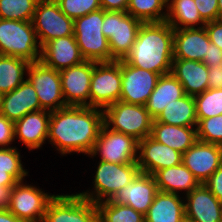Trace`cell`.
<instances>
[{"instance_id":"cell-1","label":"cell","mask_w":222,"mask_h":222,"mask_svg":"<svg viewBox=\"0 0 222 222\" xmlns=\"http://www.w3.org/2000/svg\"><path fill=\"white\" fill-rule=\"evenodd\" d=\"M104 124L102 109L67 106L51 112L47 139L61 154L90 155Z\"/></svg>"},{"instance_id":"cell-2","label":"cell","mask_w":222,"mask_h":222,"mask_svg":"<svg viewBox=\"0 0 222 222\" xmlns=\"http://www.w3.org/2000/svg\"><path fill=\"white\" fill-rule=\"evenodd\" d=\"M174 28L164 22L142 23L136 41L123 59L133 67L160 75L171 73Z\"/></svg>"},{"instance_id":"cell-3","label":"cell","mask_w":222,"mask_h":222,"mask_svg":"<svg viewBox=\"0 0 222 222\" xmlns=\"http://www.w3.org/2000/svg\"><path fill=\"white\" fill-rule=\"evenodd\" d=\"M37 39L32 21L0 19V55L30 63L40 61L41 45Z\"/></svg>"},{"instance_id":"cell-4","label":"cell","mask_w":222,"mask_h":222,"mask_svg":"<svg viewBox=\"0 0 222 222\" xmlns=\"http://www.w3.org/2000/svg\"><path fill=\"white\" fill-rule=\"evenodd\" d=\"M104 9L74 19V36L85 60L111 62L109 41L102 32Z\"/></svg>"},{"instance_id":"cell-5","label":"cell","mask_w":222,"mask_h":222,"mask_svg":"<svg viewBox=\"0 0 222 222\" xmlns=\"http://www.w3.org/2000/svg\"><path fill=\"white\" fill-rule=\"evenodd\" d=\"M104 124L111 130L133 136L140 141L150 136L153 118L144 105L128 104L122 101L103 110Z\"/></svg>"},{"instance_id":"cell-6","label":"cell","mask_w":222,"mask_h":222,"mask_svg":"<svg viewBox=\"0 0 222 222\" xmlns=\"http://www.w3.org/2000/svg\"><path fill=\"white\" fill-rule=\"evenodd\" d=\"M140 172L137 163L118 164L100 161L94 176L95 194L87 191L78 194L95 204L110 200L119 190L131 183Z\"/></svg>"},{"instance_id":"cell-7","label":"cell","mask_w":222,"mask_h":222,"mask_svg":"<svg viewBox=\"0 0 222 222\" xmlns=\"http://www.w3.org/2000/svg\"><path fill=\"white\" fill-rule=\"evenodd\" d=\"M142 21L123 11H105L102 32L109 41L111 62L124 59L136 41Z\"/></svg>"},{"instance_id":"cell-8","label":"cell","mask_w":222,"mask_h":222,"mask_svg":"<svg viewBox=\"0 0 222 222\" xmlns=\"http://www.w3.org/2000/svg\"><path fill=\"white\" fill-rule=\"evenodd\" d=\"M121 89V60L94 62L90 83V107L104 110L120 101Z\"/></svg>"},{"instance_id":"cell-9","label":"cell","mask_w":222,"mask_h":222,"mask_svg":"<svg viewBox=\"0 0 222 222\" xmlns=\"http://www.w3.org/2000/svg\"><path fill=\"white\" fill-rule=\"evenodd\" d=\"M26 71L28 73L27 79L35 88L42 110L53 112L67 107L58 70L37 61L30 63Z\"/></svg>"},{"instance_id":"cell-10","label":"cell","mask_w":222,"mask_h":222,"mask_svg":"<svg viewBox=\"0 0 222 222\" xmlns=\"http://www.w3.org/2000/svg\"><path fill=\"white\" fill-rule=\"evenodd\" d=\"M32 23L41 47L52 39L74 35V20L60 10L55 0H39Z\"/></svg>"},{"instance_id":"cell-11","label":"cell","mask_w":222,"mask_h":222,"mask_svg":"<svg viewBox=\"0 0 222 222\" xmlns=\"http://www.w3.org/2000/svg\"><path fill=\"white\" fill-rule=\"evenodd\" d=\"M98 153L101 154L100 161L118 164L137 163L138 140L133 136L111 130L103 124L90 155L96 156Z\"/></svg>"},{"instance_id":"cell-12","label":"cell","mask_w":222,"mask_h":222,"mask_svg":"<svg viewBox=\"0 0 222 222\" xmlns=\"http://www.w3.org/2000/svg\"><path fill=\"white\" fill-rule=\"evenodd\" d=\"M43 222H98L97 205L78 193L55 195L48 204Z\"/></svg>"},{"instance_id":"cell-13","label":"cell","mask_w":222,"mask_h":222,"mask_svg":"<svg viewBox=\"0 0 222 222\" xmlns=\"http://www.w3.org/2000/svg\"><path fill=\"white\" fill-rule=\"evenodd\" d=\"M54 197L21 181L12 188L8 210L25 222H43L48 204Z\"/></svg>"},{"instance_id":"cell-14","label":"cell","mask_w":222,"mask_h":222,"mask_svg":"<svg viewBox=\"0 0 222 222\" xmlns=\"http://www.w3.org/2000/svg\"><path fill=\"white\" fill-rule=\"evenodd\" d=\"M121 73L120 101L145 106L161 75L146 69L133 67L123 59H121Z\"/></svg>"},{"instance_id":"cell-15","label":"cell","mask_w":222,"mask_h":222,"mask_svg":"<svg viewBox=\"0 0 222 222\" xmlns=\"http://www.w3.org/2000/svg\"><path fill=\"white\" fill-rule=\"evenodd\" d=\"M93 69L94 61L85 60L81 64L59 71L64 101L67 106L90 107V83Z\"/></svg>"},{"instance_id":"cell-16","label":"cell","mask_w":222,"mask_h":222,"mask_svg":"<svg viewBox=\"0 0 222 222\" xmlns=\"http://www.w3.org/2000/svg\"><path fill=\"white\" fill-rule=\"evenodd\" d=\"M182 163L204 184L222 165V146L197 140L183 153Z\"/></svg>"},{"instance_id":"cell-17","label":"cell","mask_w":222,"mask_h":222,"mask_svg":"<svg viewBox=\"0 0 222 222\" xmlns=\"http://www.w3.org/2000/svg\"><path fill=\"white\" fill-rule=\"evenodd\" d=\"M140 150V151H139ZM137 164L142 173L154 175L158 170L182 163L183 154L150 136L138 141Z\"/></svg>"},{"instance_id":"cell-18","label":"cell","mask_w":222,"mask_h":222,"mask_svg":"<svg viewBox=\"0 0 222 222\" xmlns=\"http://www.w3.org/2000/svg\"><path fill=\"white\" fill-rule=\"evenodd\" d=\"M157 192L154 176L140 172L131 183L112 196L110 201L132 207L145 216Z\"/></svg>"},{"instance_id":"cell-19","label":"cell","mask_w":222,"mask_h":222,"mask_svg":"<svg viewBox=\"0 0 222 222\" xmlns=\"http://www.w3.org/2000/svg\"><path fill=\"white\" fill-rule=\"evenodd\" d=\"M40 61L54 70L76 66L85 61L74 35L52 39L41 47Z\"/></svg>"},{"instance_id":"cell-20","label":"cell","mask_w":222,"mask_h":222,"mask_svg":"<svg viewBox=\"0 0 222 222\" xmlns=\"http://www.w3.org/2000/svg\"><path fill=\"white\" fill-rule=\"evenodd\" d=\"M42 110L35 88L26 79L16 89L0 96V114L16 122L28 113Z\"/></svg>"},{"instance_id":"cell-21","label":"cell","mask_w":222,"mask_h":222,"mask_svg":"<svg viewBox=\"0 0 222 222\" xmlns=\"http://www.w3.org/2000/svg\"><path fill=\"white\" fill-rule=\"evenodd\" d=\"M185 220L189 222H222L220 201L205 186L200 184L186 195Z\"/></svg>"},{"instance_id":"cell-22","label":"cell","mask_w":222,"mask_h":222,"mask_svg":"<svg viewBox=\"0 0 222 222\" xmlns=\"http://www.w3.org/2000/svg\"><path fill=\"white\" fill-rule=\"evenodd\" d=\"M205 27L174 29V59L202 61L210 44Z\"/></svg>"},{"instance_id":"cell-23","label":"cell","mask_w":222,"mask_h":222,"mask_svg":"<svg viewBox=\"0 0 222 222\" xmlns=\"http://www.w3.org/2000/svg\"><path fill=\"white\" fill-rule=\"evenodd\" d=\"M171 73L182 84L186 95L195 96L209 88L208 67L202 61L173 59Z\"/></svg>"},{"instance_id":"cell-24","label":"cell","mask_w":222,"mask_h":222,"mask_svg":"<svg viewBox=\"0 0 222 222\" xmlns=\"http://www.w3.org/2000/svg\"><path fill=\"white\" fill-rule=\"evenodd\" d=\"M51 112L39 110L23 116L14 123L15 137L30 150L38 149L48 137Z\"/></svg>"},{"instance_id":"cell-25","label":"cell","mask_w":222,"mask_h":222,"mask_svg":"<svg viewBox=\"0 0 222 222\" xmlns=\"http://www.w3.org/2000/svg\"><path fill=\"white\" fill-rule=\"evenodd\" d=\"M150 137L182 154L198 140L195 127L170 125L155 119L152 122Z\"/></svg>"},{"instance_id":"cell-26","label":"cell","mask_w":222,"mask_h":222,"mask_svg":"<svg viewBox=\"0 0 222 222\" xmlns=\"http://www.w3.org/2000/svg\"><path fill=\"white\" fill-rule=\"evenodd\" d=\"M184 203L178 194L158 191L144 216L145 222H185Z\"/></svg>"},{"instance_id":"cell-27","label":"cell","mask_w":222,"mask_h":222,"mask_svg":"<svg viewBox=\"0 0 222 222\" xmlns=\"http://www.w3.org/2000/svg\"><path fill=\"white\" fill-rule=\"evenodd\" d=\"M185 95L182 84L172 75V73L161 75L156 87L148 98L145 105L153 119L164 110L167 104L172 103Z\"/></svg>"},{"instance_id":"cell-28","label":"cell","mask_w":222,"mask_h":222,"mask_svg":"<svg viewBox=\"0 0 222 222\" xmlns=\"http://www.w3.org/2000/svg\"><path fill=\"white\" fill-rule=\"evenodd\" d=\"M158 191L178 194L185 190L186 195L197 188L200 183L183 163L158 170L154 175Z\"/></svg>"},{"instance_id":"cell-29","label":"cell","mask_w":222,"mask_h":222,"mask_svg":"<svg viewBox=\"0 0 222 222\" xmlns=\"http://www.w3.org/2000/svg\"><path fill=\"white\" fill-rule=\"evenodd\" d=\"M155 120L176 126H197L194 96L185 94L183 97L167 104Z\"/></svg>"},{"instance_id":"cell-30","label":"cell","mask_w":222,"mask_h":222,"mask_svg":"<svg viewBox=\"0 0 222 222\" xmlns=\"http://www.w3.org/2000/svg\"><path fill=\"white\" fill-rule=\"evenodd\" d=\"M168 0V4H169ZM166 22L174 29L195 28V24L205 26L206 22L202 19L194 0H171L167 5ZM183 26V27H180Z\"/></svg>"},{"instance_id":"cell-31","label":"cell","mask_w":222,"mask_h":222,"mask_svg":"<svg viewBox=\"0 0 222 222\" xmlns=\"http://www.w3.org/2000/svg\"><path fill=\"white\" fill-rule=\"evenodd\" d=\"M29 64L18 57L0 55V96L16 89L24 81Z\"/></svg>"},{"instance_id":"cell-32","label":"cell","mask_w":222,"mask_h":222,"mask_svg":"<svg viewBox=\"0 0 222 222\" xmlns=\"http://www.w3.org/2000/svg\"><path fill=\"white\" fill-rule=\"evenodd\" d=\"M167 5L168 0H129L126 12L143 23L164 22L167 13L162 11Z\"/></svg>"},{"instance_id":"cell-33","label":"cell","mask_w":222,"mask_h":222,"mask_svg":"<svg viewBox=\"0 0 222 222\" xmlns=\"http://www.w3.org/2000/svg\"><path fill=\"white\" fill-rule=\"evenodd\" d=\"M98 222H145L144 215L132 207L105 200L96 204Z\"/></svg>"},{"instance_id":"cell-34","label":"cell","mask_w":222,"mask_h":222,"mask_svg":"<svg viewBox=\"0 0 222 222\" xmlns=\"http://www.w3.org/2000/svg\"><path fill=\"white\" fill-rule=\"evenodd\" d=\"M197 120L222 114V87L208 88L194 96Z\"/></svg>"},{"instance_id":"cell-35","label":"cell","mask_w":222,"mask_h":222,"mask_svg":"<svg viewBox=\"0 0 222 222\" xmlns=\"http://www.w3.org/2000/svg\"><path fill=\"white\" fill-rule=\"evenodd\" d=\"M39 0H0V19L32 21Z\"/></svg>"},{"instance_id":"cell-36","label":"cell","mask_w":222,"mask_h":222,"mask_svg":"<svg viewBox=\"0 0 222 222\" xmlns=\"http://www.w3.org/2000/svg\"><path fill=\"white\" fill-rule=\"evenodd\" d=\"M196 132L198 140L222 146V114L199 120Z\"/></svg>"},{"instance_id":"cell-37","label":"cell","mask_w":222,"mask_h":222,"mask_svg":"<svg viewBox=\"0 0 222 222\" xmlns=\"http://www.w3.org/2000/svg\"><path fill=\"white\" fill-rule=\"evenodd\" d=\"M0 170H8L17 182L23 181L28 172L23 168L20 153L14 147H0Z\"/></svg>"},{"instance_id":"cell-38","label":"cell","mask_w":222,"mask_h":222,"mask_svg":"<svg viewBox=\"0 0 222 222\" xmlns=\"http://www.w3.org/2000/svg\"><path fill=\"white\" fill-rule=\"evenodd\" d=\"M60 10L69 18L76 19L101 9L100 0H55Z\"/></svg>"},{"instance_id":"cell-39","label":"cell","mask_w":222,"mask_h":222,"mask_svg":"<svg viewBox=\"0 0 222 222\" xmlns=\"http://www.w3.org/2000/svg\"><path fill=\"white\" fill-rule=\"evenodd\" d=\"M205 22L218 20V0H194Z\"/></svg>"},{"instance_id":"cell-40","label":"cell","mask_w":222,"mask_h":222,"mask_svg":"<svg viewBox=\"0 0 222 222\" xmlns=\"http://www.w3.org/2000/svg\"><path fill=\"white\" fill-rule=\"evenodd\" d=\"M15 139L14 122L10 121L7 117L0 114V146L1 148H8Z\"/></svg>"},{"instance_id":"cell-41","label":"cell","mask_w":222,"mask_h":222,"mask_svg":"<svg viewBox=\"0 0 222 222\" xmlns=\"http://www.w3.org/2000/svg\"><path fill=\"white\" fill-rule=\"evenodd\" d=\"M204 27L210 42L222 50V20L206 22Z\"/></svg>"},{"instance_id":"cell-42","label":"cell","mask_w":222,"mask_h":222,"mask_svg":"<svg viewBox=\"0 0 222 222\" xmlns=\"http://www.w3.org/2000/svg\"><path fill=\"white\" fill-rule=\"evenodd\" d=\"M204 184L219 201H222V165Z\"/></svg>"},{"instance_id":"cell-43","label":"cell","mask_w":222,"mask_h":222,"mask_svg":"<svg viewBox=\"0 0 222 222\" xmlns=\"http://www.w3.org/2000/svg\"><path fill=\"white\" fill-rule=\"evenodd\" d=\"M202 62H204L208 68L222 67V50L215 44L210 43L207 54L204 56Z\"/></svg>"},{"instance_id":"cell-44","label":"cell","mask_w":222,"mask_h":222,"mask_svg":"<svg viewBox=\"0 0 222 222\" xmlns=\"http://www.w3.org/2000/svg\"><path fill=\"white\" fill-rule=\"evenodd\" d=\"M129 0H100L101 9L105 11H127Z\"/></svg>"},{"instance_id":"cell-45","label":"cell","mask_w":222,"mask_h":222,"mask_svg":"<svg viewBox=\"0 0 222 222\" xmlns=\"http://www.w3.org/2000/svg\"><path fill=\"white\" fill-rule=\"evenodd\" d=\"M209 88L222 87V67L208 68Z\"/></svg>"},{"instance_id":"cell-46","label":"cell","mask_w":222,"mask_h":222,"mask_svg":"<svg viewBox=\"0 0 222 222\" xmlns=\"http://www.w3.org/2000/svg\"><path fill=\"white\" fill-rule=\"evenodd\" d=\"M12 188L13 186H0V210L9 209Z\"/></svg>"},{"instance_id":"cell-47","label":"cell","mask_w":222,"mask_h":222,"mask_svg":"<svg viewBox=\"0 0 222 222\" xmlns=\"http://www.w3.org/2000/svg\"><path fill=\"white\" fill-rule=\"evenodd\" d=\"M18 182L8 174V170H0V186H15Z\"/></svg>"},{"instance_id":"cell-48","label":"cell","mask_w":222,"mask_h":222,"mask_svg":"<svg viewBox=\"0 0 222 222\" xmlns=\"http://www.w3.org/2000/svg\"><path fill=\"white\" fill-rule=\"evenodd\" d=\"M0 222H25V221L18 219L9 210H0Z\"/></svg>"},{"instance_id":"cell-49","label":"cell","mask_w":222,"mask_h":222,"mask_svg":"<svg viewBox=\"0 0 222 222\" xmlns=\"http://www.w3.org/2000/svg\"><path fill=\"white\" fill-rule=\"evenodd\" d=\"M218 20H222V0H218Z\"/></svg>"},{"instance_id":"cell-50","label":"cell","mask_w":222,"mask_h":222,"mask_svg":"<svg viewBox=\"0 0 222 222\" xmlns=\"http://www.w3.org/2000/svg\"><path fill=\"white\" fill-rule=\"evenodd\" d=\"M220 214H221V219H222V201H220Z\"/></svg>"}]
</instances>
